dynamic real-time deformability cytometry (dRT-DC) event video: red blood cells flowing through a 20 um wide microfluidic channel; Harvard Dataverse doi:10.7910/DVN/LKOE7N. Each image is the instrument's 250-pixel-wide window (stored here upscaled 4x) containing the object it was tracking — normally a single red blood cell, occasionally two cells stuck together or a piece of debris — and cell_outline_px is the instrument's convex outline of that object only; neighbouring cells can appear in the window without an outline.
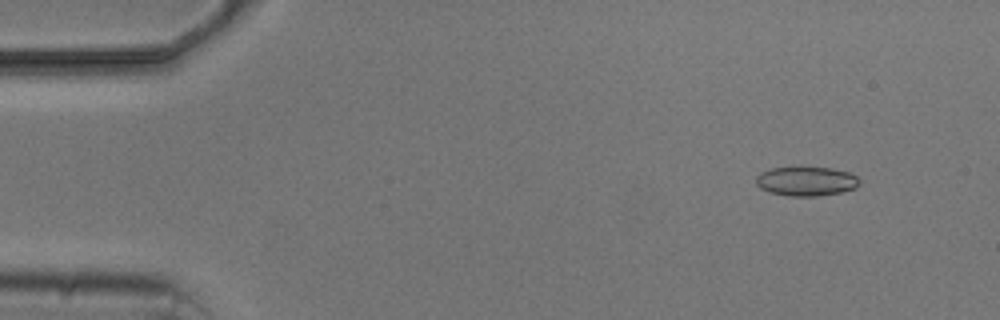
{"species": "common noctule bat (a hibernating species)", "species_latin": "Nyctalus noctula", "temperature_condition": "cold", "stored_images_in_passage": 4, "camera_frame_rate_fps": 3000, "um_per_image_px": 0.085, "animal": {"sex": "male", "body_mass_g": 20.5, "forearm_length_mm": 52.5}, "frame": {"image": 1, "passage_image": 1, "time_ms": 0.0, "image_size_px": [1000, 320], "cell_outline_px": [[860, 184], [856, 188], [840, 192], [816, 196], [788, 196], [772, 192], [760, 188], [756, 184], [756, 176], [760, 172], [772, 168], [800, 164], [832, 168], [848, 172], [856, 176], [860, 180]], "centroid_in_image_um": [68.52, 15.35], "position_along_channel_um": 16.5, "area_um2": 18.32}}
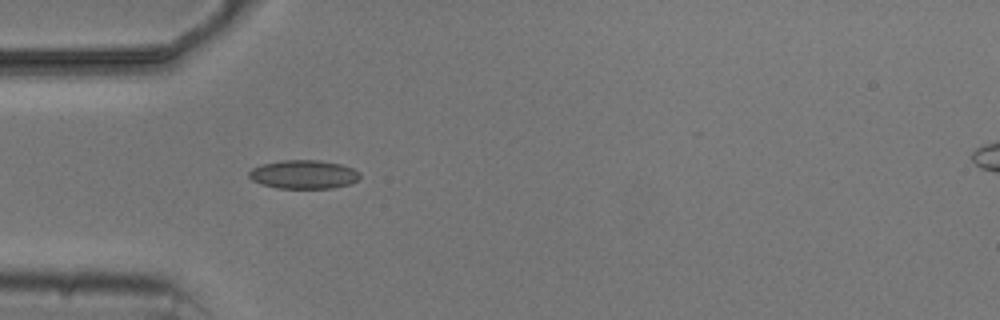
{"frame": {"image": 2, "passage_image": 4, "time_ms": 3.667, "image_size_px": [1000, 320], "cell_outline_px": [[360, 180], [348, 184], [332, 188], [276, 188], [260, 184], [252, 180], [248, 176], [248, 172], [252, 168], [264, 164], [284, 160], [320, 160], [340, 164], [352, 168], [360, 172]], "centroid_in_image_um": [25.82, 14.83], "position_along_channel_um": 59.2, "area_um2": 18.55}}